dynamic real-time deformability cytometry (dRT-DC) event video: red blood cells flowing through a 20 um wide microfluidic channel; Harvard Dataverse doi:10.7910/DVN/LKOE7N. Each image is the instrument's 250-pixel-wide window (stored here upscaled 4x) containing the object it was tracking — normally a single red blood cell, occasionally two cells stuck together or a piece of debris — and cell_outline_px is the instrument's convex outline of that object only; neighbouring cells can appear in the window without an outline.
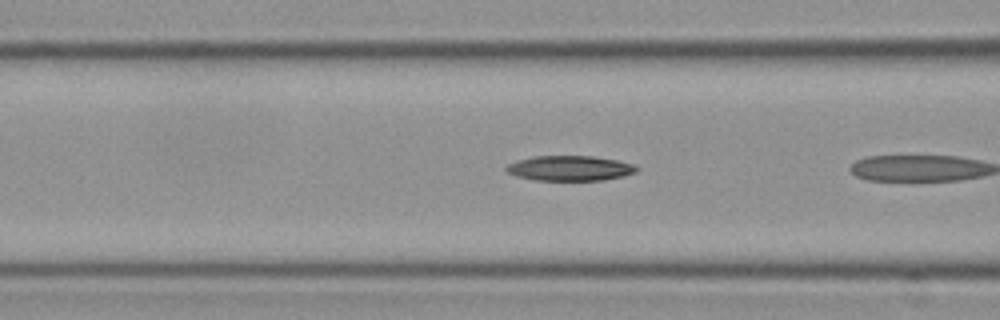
{"species": "Egyptian fruit bat (a non-hibernating species)", "species_latin": "Rousettus aegyptiacus", "temperature_condition": "cold", "stored_images_in_passage": 5, "camera_frame_rate_fps": 3000, "um_per_image_px": 0.085, "frame": {"image": 1, "passage_image": 4, "time_ms": 1.0, "image_size_px": [1000, 320], "cell_outline_px": [[640, 168], [636, 172], [624, 176], [604, 180], [536, 180], [516, 176], [508, 172], [504, 168], [508, 164], [516, 160], [532, 156], [592, 156], [616, 160], [632, 164]], "centroid_in_image_um": [48.43, 14.3], "position_along_channel_um": 118.2, "area_um2": 19.07}}